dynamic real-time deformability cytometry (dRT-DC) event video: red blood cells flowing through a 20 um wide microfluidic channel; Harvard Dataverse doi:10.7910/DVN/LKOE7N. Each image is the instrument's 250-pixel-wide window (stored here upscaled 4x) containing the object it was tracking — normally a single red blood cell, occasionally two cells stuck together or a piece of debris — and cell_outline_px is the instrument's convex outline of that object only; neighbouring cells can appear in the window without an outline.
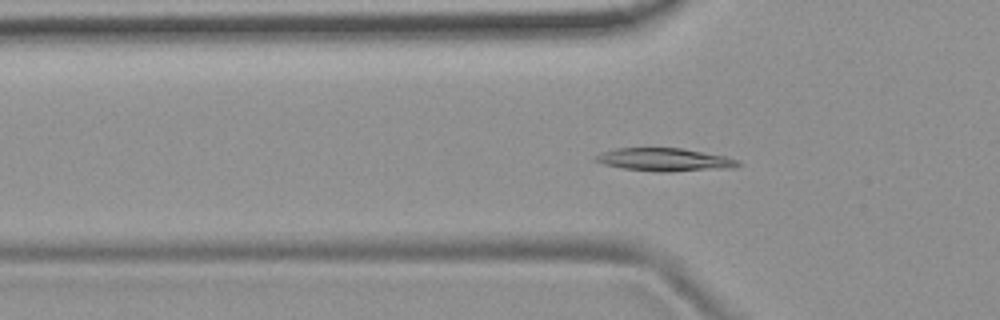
{"species": "common noctule bat (a hibernating species)", "species_latin": "Nyctalus noctula", "temperature_condition": "room temperature", "stored_images_in_passage": 53, "camera_frame_rate_fps": 3000, "um_per_image_px": 0.085, "animal": {"sex": "female", "body_mass_g": 19.9}, "frame": {"image": 1, "passage_image": 17, "time_ms": 5.333, "image_size_px": [1000, 320], "cell_outline_px": [[740, 164], [736, 168], [668, 172], [660, 172], [624, 168], [604, 164], [592, 160], [592, 156], [600, 152], [616, 148], [680, 148], [724, 156], [736, 160]], "centroid_in_image_um": [56.43, 13.57], "position_along_channel_um": 69.4, "area_um2": 19.13}}
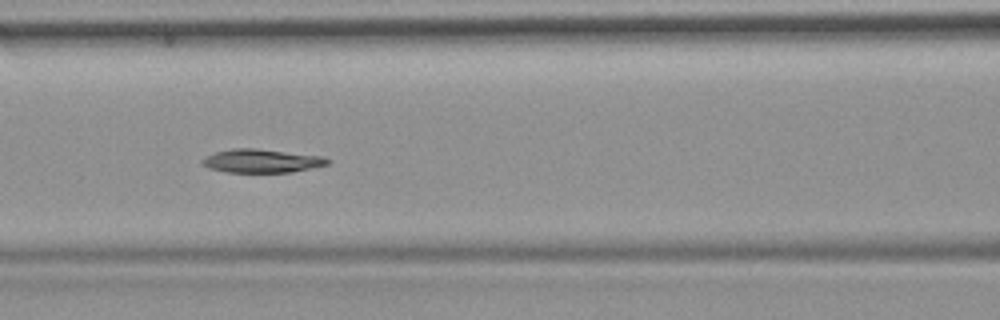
{"frame": {"image": 2, "passage_image": 23, "time_ms": 7.333, "image_size_px": [1000, 320], "cell_outline_px": [[332, 160], [328, 164], [312, 168], [292, 172], [224, 172], [208, 168], [200, 164], [200, 160], [204, 156], [216, 152], [232, 148], [256, 148], [324, 156]], "centroid_in_image_um": [22.21, 13.67], "position_along_channel_um": 144.4, "area_um2": 17.46}}
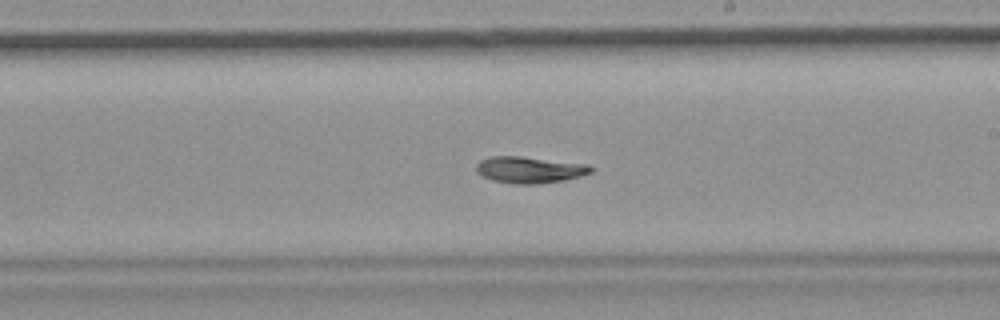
{"frame": {"image": 3, "passage_image": 31, "time_ms": 10.0, "image_size_px": [1000, 320], "cell_outline_px": [[596, 168], [592, 172], [580, 176], [564, 180], [536, 184], [516, 184], [492, 180], [480, 176], [476, 172], [476, 164], [480, 160], [488, 156], [520, 156], [588, 164]], "centroid_in_image_um": [45.0, 14.43], "position_along_channel_um": 244.0, "area_um2": 17.92}, "authors_computed_cell_mechanics": {"area_um2": 17.918, "velocity_mm_per_s": 3.758, "shape_relaxation_time_tau1_ms": 4.8615, "shape_relaxation_time_tau2_ms": null, "deformation_change_tau1": 0.1546, "deformation_change_tau2": null}}